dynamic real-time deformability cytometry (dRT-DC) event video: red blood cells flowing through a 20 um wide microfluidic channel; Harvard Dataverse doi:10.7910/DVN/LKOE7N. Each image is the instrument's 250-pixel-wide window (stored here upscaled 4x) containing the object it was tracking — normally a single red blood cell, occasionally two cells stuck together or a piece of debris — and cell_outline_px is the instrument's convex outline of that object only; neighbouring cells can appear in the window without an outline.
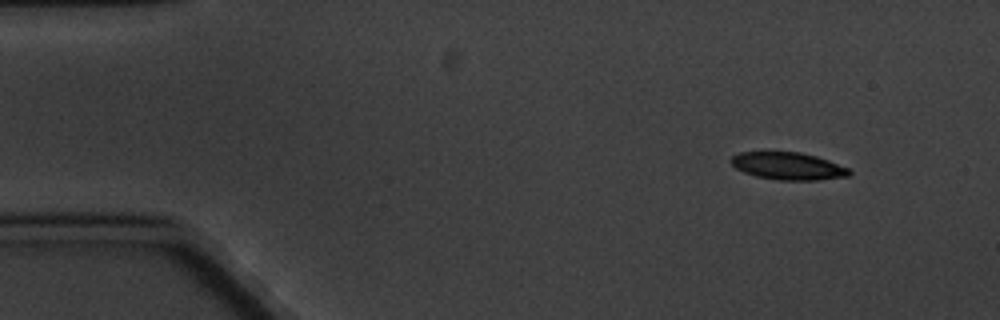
{"species": "common noctule bat (a hibernating species)", "species_latin": "Nyctalus noctula", "temperature_condition": "cold", "stored_images_in_passage": 4, "camera_frame_rate_fps": 3000, "um_per_image_px": 0.085, "animal": {"sex": "male", "body_mass_g": 20.1, "forearm_length_mm": 53.5}, "frame": {"image": 1, "passage_image": 1, "time_ms": 0.0, "image_size_px": [1000, 320], "cell_outline_px": [[852, 172], [848, 176], [816, 180], [780, 180], [756, 176], [744, 172], [736, 168], [728, 160], [732, 156], [740, 152], [800, 152], [816, 156], [828, 160], [848, 168]], "centroid_in_image_um": [66.97, 14.11], "position_along_channel_um": 18.0, "area_um2": 18.79}}
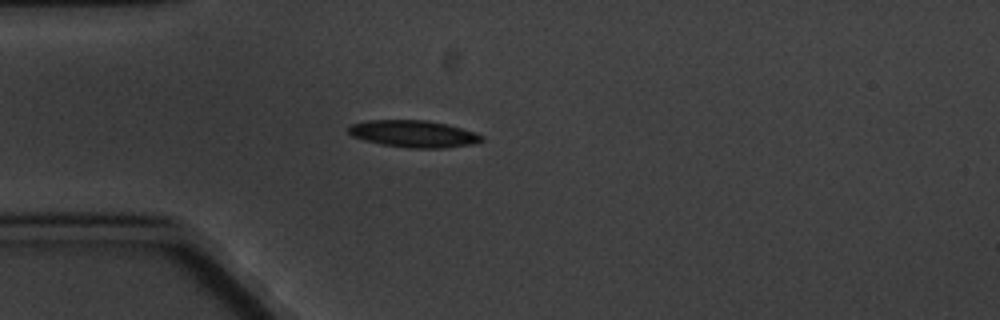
{"frame": {"image": 2, "passage_image": 4, "time_ms": 3.333, "image_size_px": [1000, 320], "cell_outline_px": [[484, 140], [476, 144], [444, 148], [408, 148], [384, 144], [364, 140], [352, 136], [348, 132], [348, 128], [352, 124], [368, 120], [428, 120], [448, 124], [476, 132], [484, 136]], "centroid_in_image_um": [35.22, 11.37], "position_along_channel_um": 49.8, "area_um2": 21.1}}